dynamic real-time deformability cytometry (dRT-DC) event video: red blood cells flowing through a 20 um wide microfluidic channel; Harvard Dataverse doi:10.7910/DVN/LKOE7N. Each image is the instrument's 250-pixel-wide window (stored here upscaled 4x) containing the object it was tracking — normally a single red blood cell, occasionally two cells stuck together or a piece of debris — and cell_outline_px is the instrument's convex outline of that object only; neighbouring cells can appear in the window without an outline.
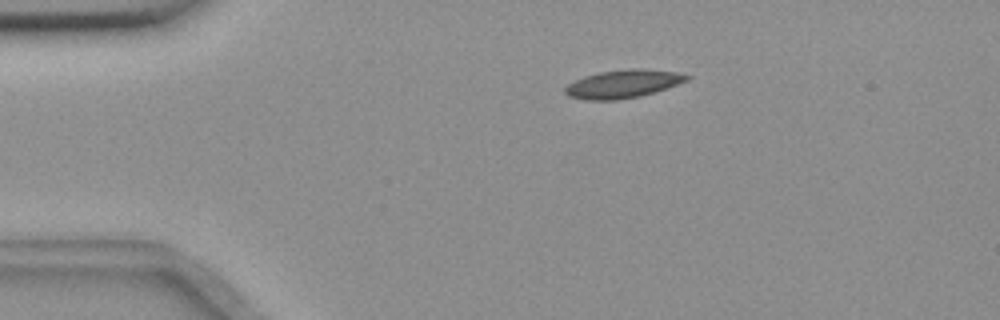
{"species": "common noctule bat (a hibernating species)", "species_latin": "Nyctalus noctula", "temperature_condition": "room temperature", "stored_images_in_passage": 46, "camera_frame_rate_fps": 3000, "um_per_image_px": 0.085, "animal": {"sex": "female", "body_mass_g": 18.4}, "frame": {"image": 1, "passage_image": 1, "time_ms": 0.0, "image_size_px": [1000, 320], "cell_outline_px": [[692, 76], [688, 80], [640, 96], [616, 100], [584, 100], [568, 96], [564, 92], [564, 88], [568, 84], [584, 76], [600, 72], [632, 68], [636, 68], [676, 72]], "centroid_in_image_um": [52.91, 7.13], "position_along_channel_um": 32.1, "area_um2": 19.71}}
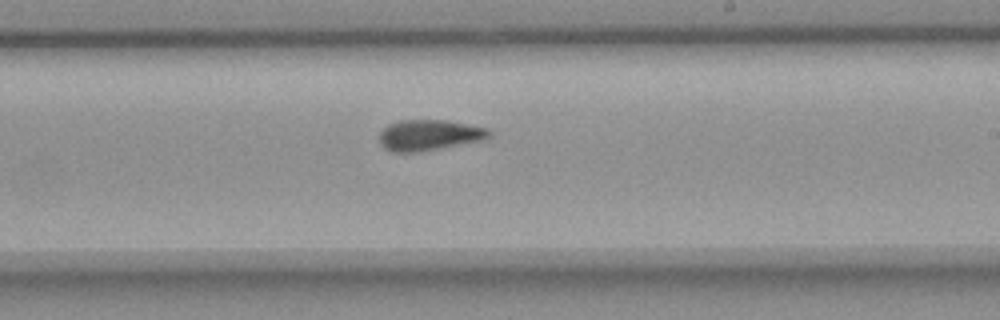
{"frame": {"image": 2, "passage_image": 23, "time_ms": 7.333, "image_size_px": [1000, 320], "cell_outline_px": [[492, 136], [484, 140], [420, 152], [392, 152], [384, 148], [380, 144], [380, 132], [388, 124], [400, 120], [448, 120], [488, 128], [492, 132]], "centroid_in_image_um": [36.51, 11.48], "position_along_channel_um": 252.5, "area_um2": 19.94}}
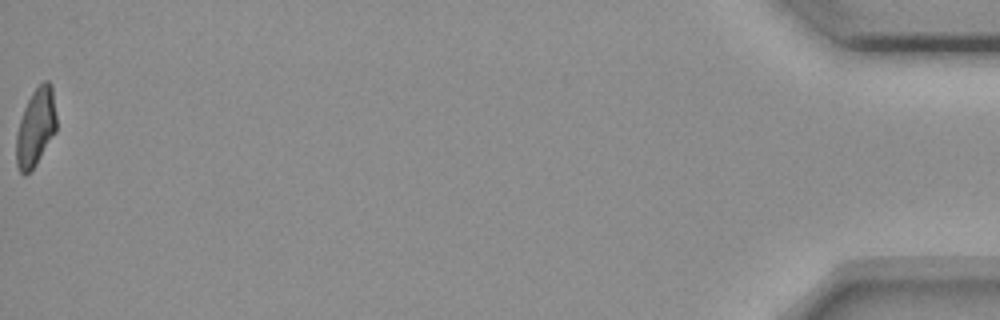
{"frame": {"image": 3, "passage_image": 46, "time_ms": 15.0, "image_size_px": [1000, 320], "cell_outline_px": [[56, 132], [36, 164], [24, 176], [20, 172], [16, 164], [16, 136], [20, 120], [24, 108], [32, 92], [44, 80], [48, 80], [52, 84], [56, 116]], "centroid_in_image_um": [3.04, 10.81], "position_along_channel_um": 432.2, "area_um2": 18.21}, "authors_computed_cell_mechanics": {"area_um2": 19.4786, "velocity_mm_per_s": 3.6507, "shape_relaxation_time_tau1_ms": 8.3783, "shape_relaxation_time_tau2_ms": 2.0091, "deformation_change_tau1": 0.1885, "deformation_change_tau2": 0.0714}}